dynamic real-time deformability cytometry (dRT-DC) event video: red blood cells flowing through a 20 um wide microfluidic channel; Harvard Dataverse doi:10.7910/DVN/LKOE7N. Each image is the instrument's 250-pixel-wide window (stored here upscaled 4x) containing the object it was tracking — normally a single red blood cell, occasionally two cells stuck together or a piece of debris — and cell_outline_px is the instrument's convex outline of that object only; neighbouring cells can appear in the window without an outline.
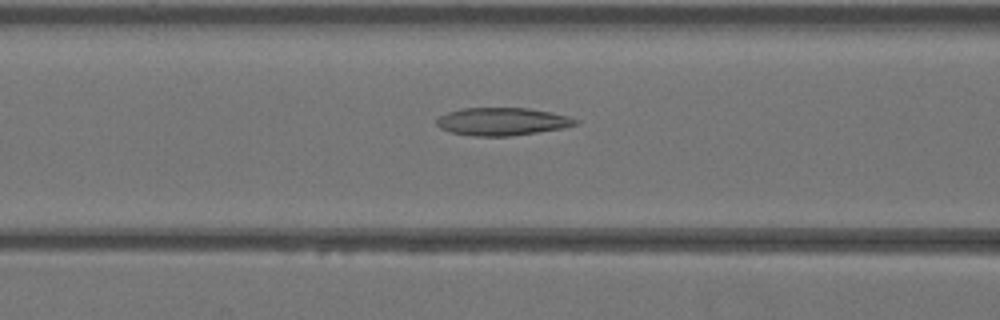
{"species": "Egyptian fruit bat (a non-hibernating species)", "species_latin": "Rousettus aegyptiacus", "temperature_condition": "warm", "stored_images_in_passage": 22, "camera_frame_rate_fps": 3000, "um_per_image_px": 0.085, "animal": {"sex": "female"}, "frame": {"image": 1, "passage_image": 4, "time_ms": 1.0, "image_size_px": [1000, 320], "cell_outline_px": [[576, 124], [564, 128], [512, 136], [472, 136], [452, 132], [440, 128], [436, 124], [436, 120], [440, 116], [448, 112], [464, 108], [528, 108], [552, 112], [568, 116], [576, 120]], "centroid_in_image_um": [42.68, 10.33], "position_along_channel_um": 123.9, "area_um2": 22.37}}
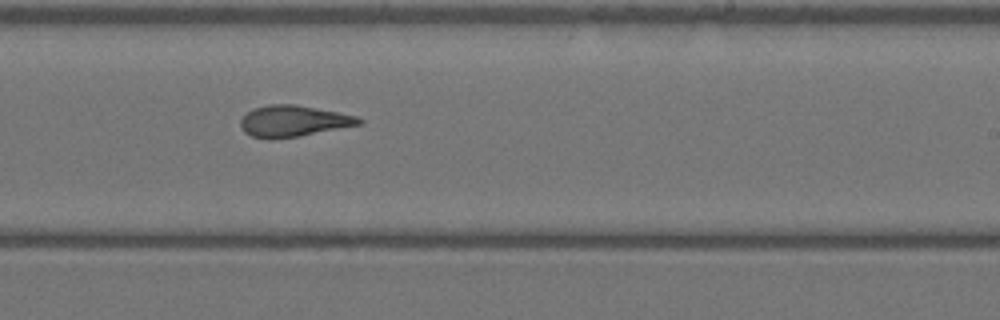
{"frame": {"image": 2, "passage_image": 13, "time_ms": 4.0, "image_size_px": [1000, 320], "cell_outline_px": [[364, 120], [360, 124], [300, 136], [272, 140], [268, 140], [252, 136], [244, 132], [240, 124], [240, 120], [252, 108], [268, 104], [296, 104], [356, 116]], "centroid_in_image_um": [24.88, 10.3], "position_along_channel_um": 264.1, "area_um2": 21.56}}
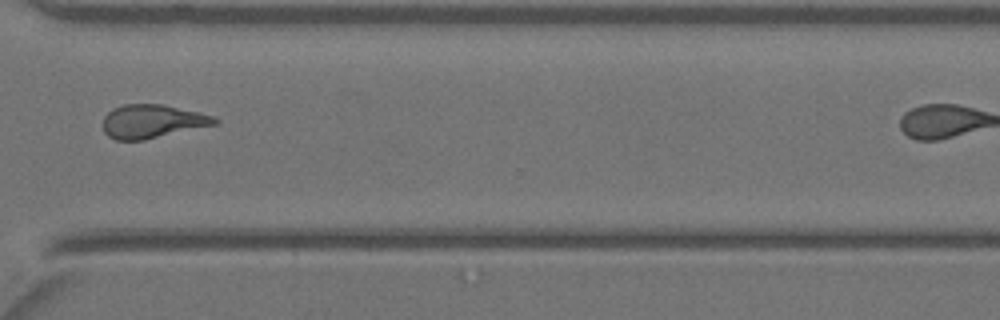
{"frame": {"image": 3, "passage_image": 19, "time_ms": 6.0, "image_size_px": [1000, 320], "cell_outline_px": [[220, 120], [216, 124], [144, 140], [116, 140], [108, 136], [104, 132], [104, 116], [112, 108], [124, 104], [160, 104], [196, 112], [212, 116]], "centroid_in_image_um": [12.9, 10.32], "position_along_channel_um": 357.7, "area_um2": 21.56}}